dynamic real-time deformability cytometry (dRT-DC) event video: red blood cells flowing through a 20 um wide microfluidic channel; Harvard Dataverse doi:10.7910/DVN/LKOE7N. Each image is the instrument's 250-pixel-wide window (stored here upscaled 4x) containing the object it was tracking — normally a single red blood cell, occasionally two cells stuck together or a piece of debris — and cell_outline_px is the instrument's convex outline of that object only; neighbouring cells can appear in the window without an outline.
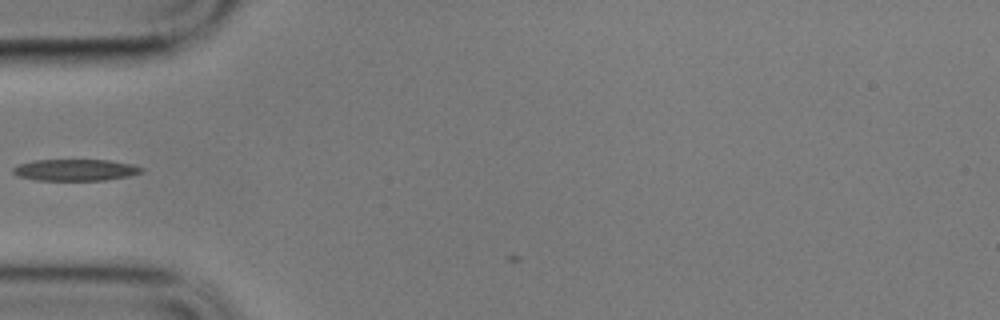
{"species": "common noctule bat (a hibernating species)", "species_latin": "Nyctalus noctula", "temperature_condition": "cold", "stored_images_in_passage": 2, "camera_frame_rate_fps": 3000, "um_per_image_px": 0.085, "animal": {"sex": "male", "body_mass_g": 17.9}, "frame": {"image": 1, "passage_image": 1, "time_ms": 0.0, "image_size_px": [1000, 320], "cell_outline_px": [[144, 172], [128, 176], [104, 180], [36, 180], [16, 176], [12, 172], [12, 168], [16, 164], [36, 160], [112, 160], [132, 164], [144, 168]], "centroid_in_image_um": [6.39, 14.44], "position_along_channel_um": 78.6, "area_um2": 16.3}}